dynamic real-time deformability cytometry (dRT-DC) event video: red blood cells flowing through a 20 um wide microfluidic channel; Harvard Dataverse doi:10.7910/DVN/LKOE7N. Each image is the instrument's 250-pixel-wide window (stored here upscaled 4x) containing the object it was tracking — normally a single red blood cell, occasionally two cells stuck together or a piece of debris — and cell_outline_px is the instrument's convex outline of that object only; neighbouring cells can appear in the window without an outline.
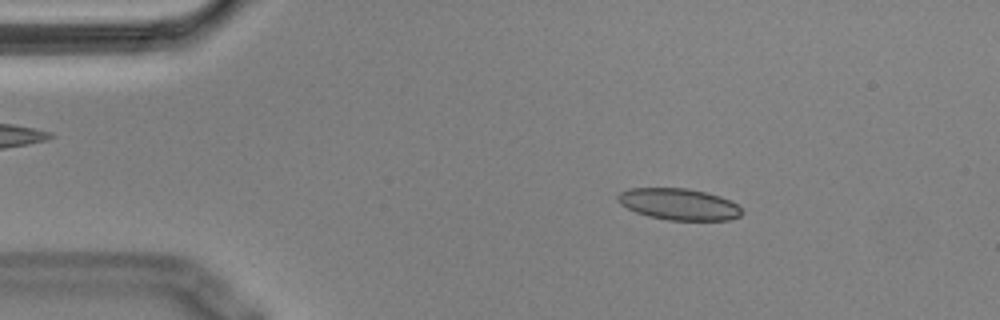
{"species": "Egyptian fruit bat (a non-hibernating species)", "species_latin": "Rousettus aegyptiacus", "temperature_condition": "cold", "stored_images_in_passage": 54, "camera_frame_rate_fps": 3000, "um_per_image_px": 0.085, "animal": {"sex": "male"}, "frame": {"image": 1, "passage_image": 8, "time_ms": 2.333, "image_size_px": [1000, 320], "cell_outline_px": [[744, 212], [740, 216], [728, 220], [668, 220], [648, 216], [636, 212], [620, 204], [616, 200], [616, 196], [620, 192], [628, 188], [688, 188], [720, 196], [736, 204]], "centroid_in_image_um": [57.67, 17.35], "position_along_channel_um": 27.3, "area_um2": 22.77}}
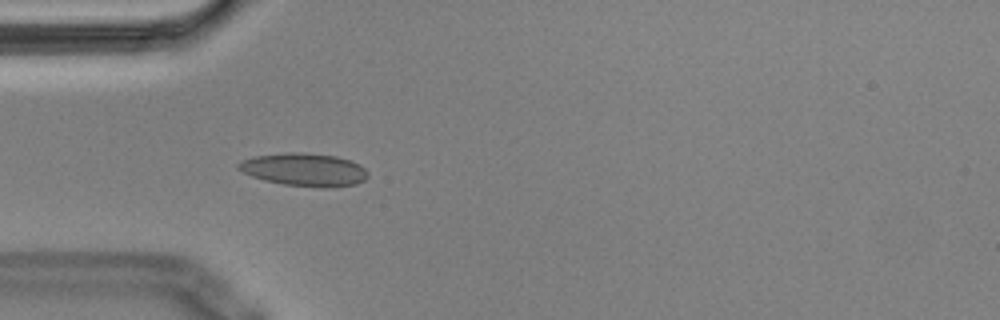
{"frame": {"image": 2, "passage_image": 15, "time_ms": 4.667, "image_size_px": [1000, 320], "cell_outline_px": [[368, 176], [364, 180], [356, 184], [332, 188], [320, 188], [284, 184], [264, 180], [252, 176], [236, 168], [236, 164], [244, 160], [256, 156], [288, 152], [300, 152], [336, 156], [352, 160], [360, 164], [368, 172]], "centroid_in_image_um": [25.91, 14.43], "position_along_channel_um": 59.1, "area_um2": 24.97}}
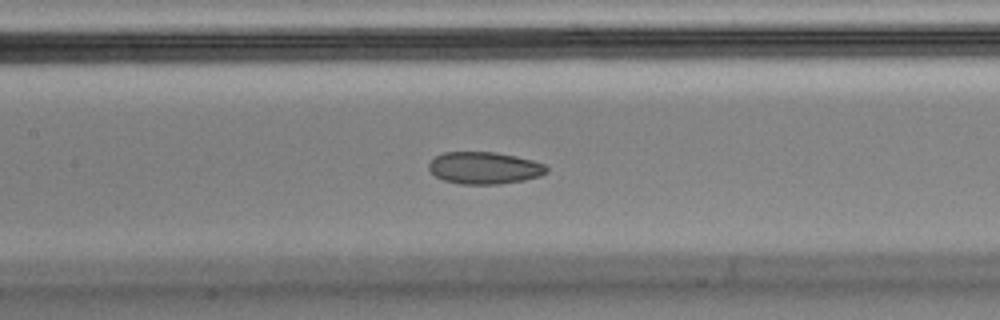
{"frame": {"image": 3, "passage_image": 24, "time_ms": 7.667, "image_size_px": [1000, 320], "cell_outline_px": [[548, 172], [540, 176], [524, 180], [500, 184], [460, 184], [444, 180], [436, 176], [428, 168], [428, 164], [436, 156], [444, 152], [496, 152], [516, 156], [532, 160], [544, 164], [548, 168]], "centroid_in_image_um": [41.19, 14.27], "position_along_channel_um": 166.2, "area_um2": 22.02}, "authors_computed_cell_mechanics": {"area_um2": 23.3801, "velocity_mm_per_s": 3.6118, "shape_relaxation_time_tau1_ms": null, "shape_relaxation_time_tau2_ms": 1.684, "deformation_change_tau1": null, "deformation_change_tau2": 0.0631}}